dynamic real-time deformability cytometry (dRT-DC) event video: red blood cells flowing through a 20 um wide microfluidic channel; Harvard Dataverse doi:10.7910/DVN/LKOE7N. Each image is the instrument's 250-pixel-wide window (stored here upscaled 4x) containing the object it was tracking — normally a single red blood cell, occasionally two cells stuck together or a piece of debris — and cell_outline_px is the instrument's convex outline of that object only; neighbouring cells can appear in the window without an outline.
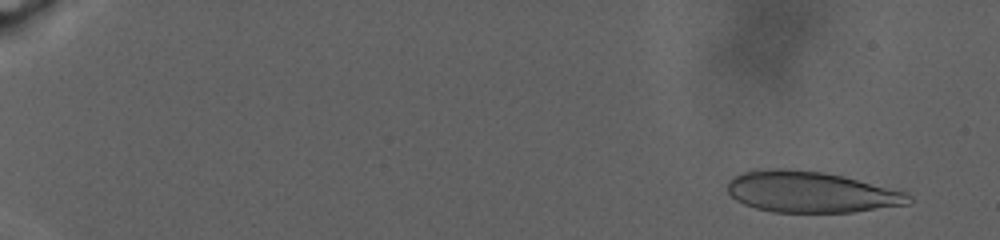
{"species": "human", "species_latin": "Homo sapiens", "temperature_condition": "warm", "stored_images_in_passage": 70, "camera_frame_rate_fps": 3000, "um_per_image_px": 0.085, "donor": {"sex": "male"}, "frame": {"image": 1, "passage_image": 5, "time_ms": 1.667, "image_size_px": [1000, 240], "cell_outline_px": [[912, 200], [908, 204], [852, 212], [772, 212], [756, 208], [744, 204], [736, 200], [728, 192], [728, 180], [732, 176], [740, 172], [752, 168], [788, 168], [820, 172], [840, 176], [908, 192], [912, 196]], "centroid_in_image_um": [68.86, 16.3], "position_along_channel_um": 16.1, "area_um2": 43.58}}
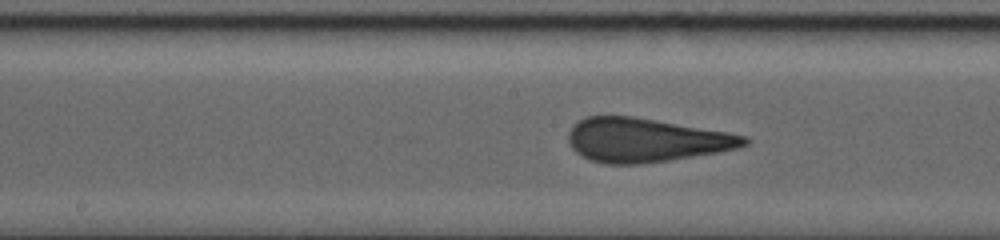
{"frame": {"image": 2, "passage_image": 42, "time_ms": 16.667, "image_size_px": [1000, 240], "cell_outline_px": [[748, 144], [740, 148], [720, 152], [668, 160], [640, 164], [604, 164], [588, 160], [580, 156], [568, 144], [568, 132], [584, 116], [636, 116], [728, 132], [748, 136]], "centroid_in_image_um": [54.89, 11.91], "position_along_channel_um": 193.3, "area_um2": 45.32}}
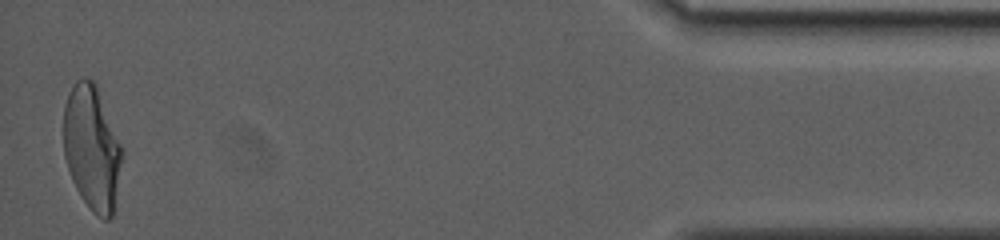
{"frame": {"image": 3, "passage_image": 70, "time_ms": 29.0, "image_size_px": [1000, 240], "cell_outline_px": [[124, 156], [112, 216], [108, 220], [104, 220], [96, 216], [88, 208], [80, 196], [72, 180], [64, 156], [64, 104], [68, 92], [76, 80], [92, 80], [96, 84], [124, 152]], "centroid_in_image_um": [7.82, 12.62], "position_along_channel_um": 427.4, "area_um2": 42.6}}